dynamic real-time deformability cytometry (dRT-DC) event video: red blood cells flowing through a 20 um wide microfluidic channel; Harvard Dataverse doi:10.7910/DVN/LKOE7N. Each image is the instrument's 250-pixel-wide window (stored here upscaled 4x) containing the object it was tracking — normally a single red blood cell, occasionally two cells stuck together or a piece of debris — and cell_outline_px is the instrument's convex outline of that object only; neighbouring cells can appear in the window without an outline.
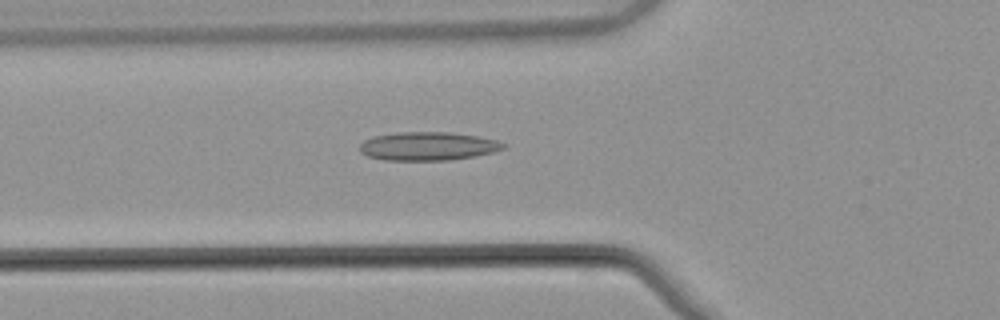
{"species": "common noctule bat (a hibernating species)", "species_latin": "Nyctalus noctula", "temperature_condition": "warm", "stored_images_in_passage": 33, "camera_frame_rate_fps": 3000, "um_per_image_px": 0.085, "animal": {"sex": "male", "body_mass_g": 21.5, "forearm_length_mm": 52.0}, "frame": {"image": 1, "passage_image": 3, "time_ms": 0.667, "image_size_px": [1000, 320], "cell_outline_px": [[508, 144], [504, 148], [496, 152], [476, 156], [448, 160], [384, 160], [368, 156], [360, 152], [360, 144], [364, 140], [372, 136], [396, 132], [452, 132], [476, 136], [496, 140]], "centroid_in_image_um": [36.39, 12.42], "position_along_channel_um": 89.4, "area_um2": 24.04}}
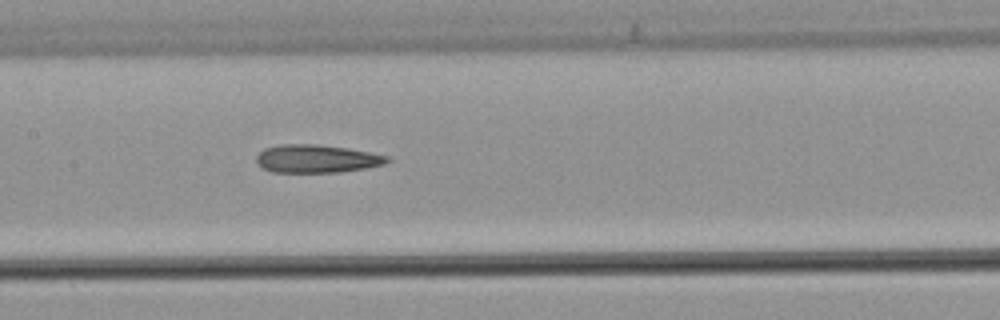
{"frame": {"image": 2, "passage_image": 10, "time_ms": 3.0, "image_size_px": [1000, 320], "cell_outline_px": [[392, 160], [384, 164], [368, 168], [340, 172], [272, 172], [256, 164], [256, 156], [264, 148], [280, 144], [316, 144], [348, 148], [388, 156]], "centroid_in_image_um": [26.91, 13.49], "position_along_channel_um": 180.5, "area_um2": 21.5}}
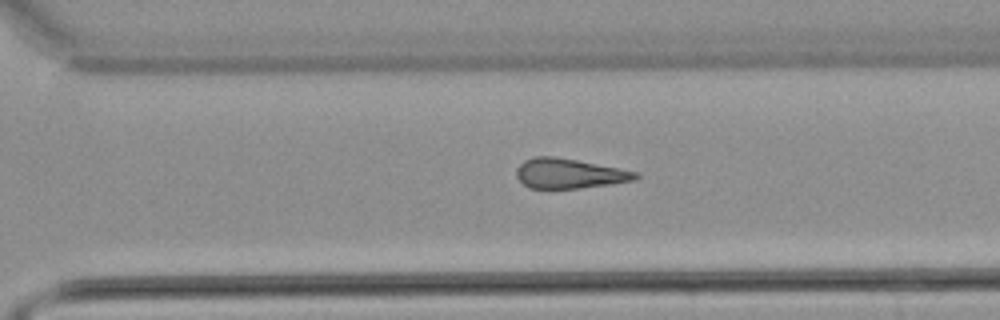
{"frame": {"image": 3, "passage_image": 21, "time_ms": 6.667, "image_size_px": [1000, 320], "cell_outline_px": [[640, 176], [636, 180], [580, 188], [528, 188], [516, 176], [516, 168], [524, 160], [536, 156], [556, 156], [640, 172]], "centroid_in_image_um": [48.39, 14.74], "position_along_channel_um": 322.2, "area_um2": 20.75}}